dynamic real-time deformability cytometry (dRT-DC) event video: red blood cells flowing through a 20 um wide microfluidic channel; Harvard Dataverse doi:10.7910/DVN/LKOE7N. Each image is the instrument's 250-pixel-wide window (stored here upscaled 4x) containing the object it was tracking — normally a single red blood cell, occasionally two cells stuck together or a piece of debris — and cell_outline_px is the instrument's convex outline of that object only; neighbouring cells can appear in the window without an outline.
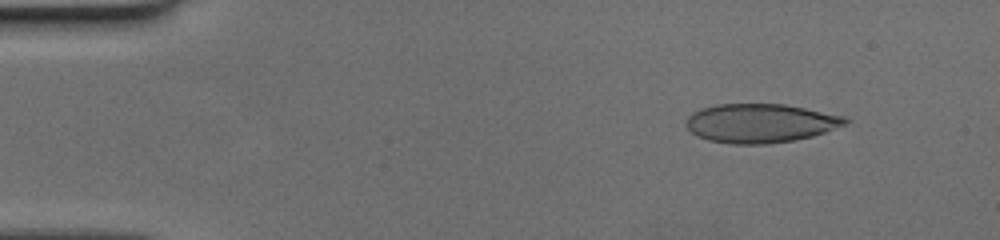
{"species": "human", "species_latin": "Homo sapiens", "temperature_condition": "cold", "stored_images_in_passage": 51, "camera_frame_rate_fps": 3000, "um_per_image_px": 0.085, "donor": {"sex": "female"}, "frame": {"image": 1, "passage_image": 6, "time_ms": 1.667, "image_size_px": [1000, 240], "cell_outline_px": [[852, 120], [844, 124], [824, 132], [812, 136], [792, 140], [768, 144], [732, 144], [708, 140], [696, 136], [688, 128], [688, 116], [692, 112], [700, 108], [716, 104], [784, 104], [844, 116]], "centroid_in_image_um": [64.61, 10.47], "position_along_channel_um": 20.4, "area_um2": 35.89}}
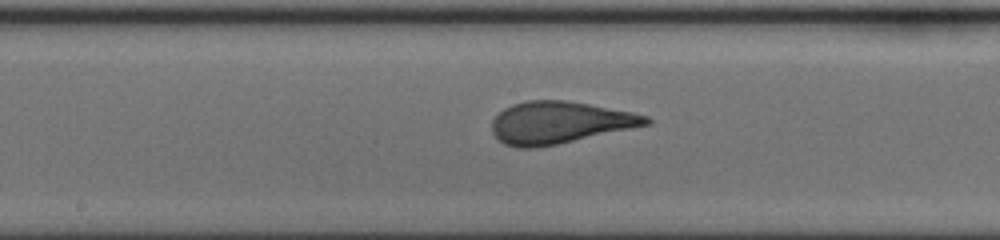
{"frame": {"image": 2, "passage_image": 27, "time_ms": 8.667, "image_size_px": [1000, 240], "cell_outline_px": [[652, 124], [556, 144], [536, 148], [516, 148], [504, 144], [492, 132], [492, 120], [504, 108], [512, 104], [524, 100], [564, 100], [588, 104], [632, 112], [648, 116], [652, 120]], "centroid_in_image_um": [47.55, 10.41], "position_along_channel_um": 200.7, "area_um2": 37.69}}
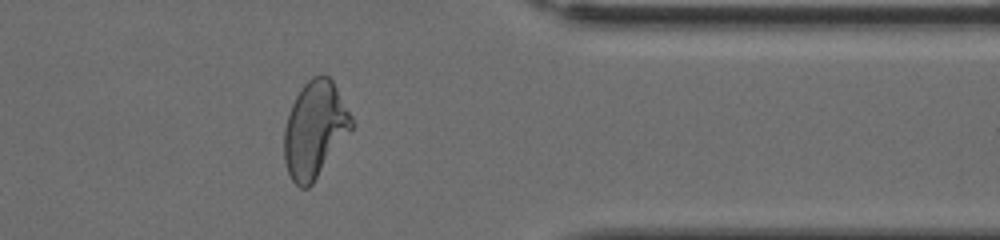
{"frame": {"image": 3, "passage_image": 42, "time_ms": 13.667, "image_size_px": [1000, 240], "cell_outline_px": [[352, 128], [312, 184], [308, 188], [300, 188], [292, 180], [288, 172], [284, 160], [284, 128], [292, 104], [296, 96], [304, 84], [312, 76], [328, 76], [332, 80], [352, 116]], "centroid_in_image_um": [26.74, 11.01], "position_along_channel_um": 384.7, "area_um2": 37.22}}